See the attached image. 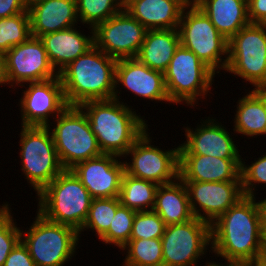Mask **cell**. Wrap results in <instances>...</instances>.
I'll return each mask as SVG.
<instances>
[{"label":"cell","instance_id":"1","mask_svg":"<svg viewBox=\"0 0 266 266\" xmlns=\"http://www.w3.org/2000/svg\"><path fill=\"white\" fill-rule=\"evenodd\" d=\"M211 251V259L220 257L222 261L249 265L266 262V242L256 198L244 196L211 224Z\"/></svg>","mask_w":266,"mask_h":266},{"label":"cell","instance_id":"2","mask_svg":"<svg viewBox=\"0 0 266 266\" xmlns=\"http://www.w3.org/2000/svg\"><path fill=\"white\" fill-rule=\"evenodd\" d=\"M86 114L92 132L104 154L122 157L148 129L145 116L117 99L92 100L79 105ZM133 108V109H132ZM146 120V121H145Z\"/></svg>","mask_w":266,"mask_h":266},{"label":"cell","instance_id":"3","mask_svg":"<svg viewBox=\"0 0 266 266\" xmlns=\"http://www.w3.org/2000/svg\"><path fill=\"white\" fill-rule=\"evenodd\" d=\"M116 62L94 45L63 68L58 76L68 106L114 98Z\"/></svg>","mask_w":266,"mask_h":266},{"label":"cell","instance_id":"4","mask_svg":"<svg viewBox=\"0 0 266 266\" xmlns=\"http://www.w3.org/2000/svg\"><path fill=\"white\" fill-rule=\"evenodd\" d=\"M35 198L37 211L47 220L77 232L87 219L93 199L71 170H63Z\"/></svg>","mask_w":266,"mask_h":266},{"label":"cell","instance_id":"5","mask_svg":"<svg viewBox=\"0 0 266 266\" xmlns=\"http://www.w3.org/2000/svg\"><path fill=\"white\" fill-rule=\"evenodd\" d=\"M215 77L217 74L211 68L180 44L164 72L170 102L197 109L201 105L199 100L205 102L207 96L214 94L211 91L215 89L212 86Z\"/></svg>","mask_w":266,"mask_h":266},{"label":"cell","instance_id":"6","mask_svg":"<svg viewBox=\"0 0 266 266\" xmlns=\"http://www.w3.org/2000/svg\"><path fill=\"white\" fill-rule=\"evenodd\" d=\"M51 121L48 129L64 170L103 154L88 118L79 106H67Z\"/></svg>","mask_w":266,"mask_h":266},{"label":"cell","instance_id":"7","mask_svg":"<svg viewBox=\"0 0 266 266\" xmlns=\"http://www.w3.org/2000/svg\"><path fill=\"white\" fill-rule=\"evenodd\" d=\"M32 222L30 228H21V241L36 266H65L77 255L81 239L74 228L49 221L38 211Z\"/></svg>","mask_w":266,"mask_h":266},{"label":"cell","instance_id":"8","mask_svg":"<svg viewBox=\"0 0 266 266\" xmlns=\"http://www.w3.org/2000/svg\"><path fill=\"white\" fill-rule=\"evenodd\" d=\"M178 31L182 46L192 51L218 77L221 70L226 74L228 40L192 0L182 11Z\"/></svg>","mask_w":266,"mask_h":266},{"label":"cell","instance_id":"9","mask_svg":"<svg viewBox=\"0 0 266 266\" xmlns=\"http://www.w3.org/2000/svg\"><path fill=\"white\" fill-rule=\"evenodd\" d=\"M20 127V171L37 195L64 169L48 126Z\"/></svg>","mask_w":266,"mask_h":266},{"label":"cell","instance_id":"10","mask_svg":"<svg viewBox=\"0 0 266 266\" xmlns=\"http://www.w3.org/2000/svg\"><path fill=\"white\" fill-rule=\"evenodd\" d=\"M225 72L252 89L266 88V24L249 23L228 41Z\"/></svg>","mask_w":266,"mask_h":266},{"label":"cell","instance_id":"11","mask_svg":"<svg viewBox=\"0 0 266 266\" xmlns=\"http://www.w3.org/2000/svg\"><path fill=\"white\" fill-rule=\"evenodd\" d=\"M148 131L150 132V129H147L123 156L125 172L158 185L176 181L179 178V145L163 150L160 146L152 145L155 143L152 141L151 132Z\"/></svg>","mask_w":266,"mask_h":266},{"label":"cell","instance_id":"12","mask_svg":"<svg viewBox=\"0 0 266 266\" xmlns=\"http://www.w3.org/2000/svg\"><path fill=\"white\" fill-rule=\"evenodd\" d=\"M161 241L163 266H198L211 253V225L196 217L168 225Z\"/></svg>","mask_w":266,"mask_h":266},{"label":"cell","instance_id":"13","mask_svg":"<svg viewBox=\"0 0 266 266\" xmlns=\"http://www.w3.org/2000/svg\"><path fill=\"white\" fill-rule=\"evenodd\" d=\"M94 45L116 60L136 58L147 29L124 8L94 29Z\"/></svg>","mask_w":266,"mask_h":266},{"label":"cell","instance_id":"14","mask_svg":"<svg viewBox=\"0 0 266 266\" xmlns=\"http://www.w3.org/2000/svg\"><path fill=\"white\" fill-rule=\"evenodd\" d=\"M19 87H26L18 100L21 126H48L68 106L59 76Z\"/></svg>","mask_w":266,"mask_h":266},{"label":"cell","instance_id":"15","mask_svg":"<svg viewBox=\"0 0 266 266\" xmlns=\"http://www.w3.org/2000/svg\"><path fill=\"white\" fill-rule=\"evenodd\" d=\"M5 60L8 81L14 90L28 82L58 77L38 37L31 36L26 42L12 47L5 53Z\"/></svg>","mask_w":266,"mask_h":266},{"label":"cell","instance_id":"16","mask_svg":"<svg viewBox=\"0 0 266 266\" xmlns=\"http://www.w3.org/2000/svg\"><path fill=\"white\" fill-rule=\"evenodd\" d=\"M207 118V119H206ZM202 118L200 124L191 128L183 125L186 140L179 143V154H199L222 159H242L239 146L232 131L214 117ZM225 126V127H224ZM194 129V130H193ZM231 134V135H230ZM233 134V135H232Z\"/></svg>","mask_w":266,"mask_h":266},{"label":"cell","instance_id":"17","mask_svg":"<svg viewBox=\"0 0 266 266\" xmlns=\"http://www.w3.org/2000/svg\"><path fill=\"white\" fill-rule=\"evenodd\" d=\"M121 89L128 90L130 94H134L144 101L149 100L156 103L162 101V103L172 104L166 90L164 73L149 68L137 58L117 60L114 99L124 103V99H121L122 96H120Z\"/></svg>","mask_w":266,"mask_h":266},{"label":"cell","instance_id":"18","mask_svg":"<svg viewBox=\"0 0 266 266\" xmlns=\"http://www.w3.org/2000/svg\"><path fill=\"white\" fill-rule=\"evenodd\" d=\"M194 217L213 224L244 197L241 182H184Z\"/></svg>","mask_w":266,"mask_h":266},{"label":"cell","instance_id":"19","mask_svg":"<svg viewBox=\"0 0 266 266\" xmlns=\"http://www.w3.org/2000/svg\"><path fill=\"white\" fill-rule=\"evenodd\" d=\"M121 158L103 153L78 163L70 170L82 182L92 198L119 197L121 180L125 172V164Z\"/></svg>","mask_w":266,"mask_h":266},{"label":"cell","instance_id":"20","mask_svg":"<svg viewBox=\"0 0 266 266\" xmlns=\"http://www.w3.org/2000/svg\"><path fill=\"white\" fill-rule=\"evenodd\" d=\"M242 159H222L199 154H179L183 182H241Z\"/></svg>","mask_w":266,"mask_h":266},{"label":"cell","instance_id":"21","mask_svg":"<svg viewBox=\"0 0 266 266\" xmlns=\"http://www.w3.org/2000/svg\"><path fill=\"white\" fill-rule=\"evenodd\" d=\"M80 28L81 26L77 25L39 37L57 73L94 46L93 28H88L90 29L88 35L85 34L84 29L80 30Z\"/></svg>","mask_w":266,"mask_h":266},{"label":"cell","instance_id":"22","mask_svg":"<svg viewBox=\"0 0 266 266\" xmlns=\"http://www.w3.org/2000/svg\"><path fill=\"white\" fill-rule=\"evenodd\" d=\"M191 0H130L123 8L147 30L178 29Z\"/></svg>","mask_w":266,"mask_h":266},{"label":"cell","instance_id":"23","mask_svg":"<svg viewBox=\"0 0 266 266\" xmlns=\"http://www.w3.org/2000/svg\"><path fill=\"white\" fill-rule=\"evenodd\" d=\"M28 13L33 37L80 25L76 0H44L31 7Z\"/></svg>","mask_w":266,"mask_h":266},{"label":"cell","instance_id":"24","mask_svg":"<svg viewBox=\"0 0 266 266\" xmlns=\"http://www.w3.org/2000/svg\"><path fill=\"white\" fill-rule=\"evenodd\" d=\"M228 41L250 23L247 0H192Z\"/></svg>","mask_w":266,"mask_h":266},{"label":"cell","instance_id":"25","mask_svg":"<svg viewBox=\"0 0 266 266\" xmlns=\"http://www.w3.org/2000/svg\"><path fill=\"white\" fill-rule=\"evenodd\" d=\"M245 89L246 95L238 97L233 118V132L242 136L257 138L266 136V106L264 88ZM251 89V90H249Z\"/></svg>","mask_w":266,"mask_h":266},{"label":"cell","instance_id":"26","mask_svg":"<svg viewBox=\"0 0 266 266\" xmlns=\"http://www.w3.org/2000/svg\"><path fill=\"white\" fill-rule=\"evenodd\" d=\"M152 210L160 216L166 226L184 223L194 218L186 185L180 178L158 186Z\"/></svg>","mask_w":266,"mask_h":266},{"label":"cell","instance_id":"27","mask_svg":"<svg viewBox=\"0 0 266 266\" xmlns=\"http://www.w3.org/2000/svg\"><path fill=\"white\" fill-rule=\"evenodd\" d=\"M179 45L178 29L147 30L136 58L149 68L164 73Z\"/></svg>","mask_w":266,"mask_h":266},{"label":"cell","instance_id":"28","mask_svg":"<svg viewBox=\"0 0 266 266\" xmlns=\"http://www.w3.org/2000/svg\"><path fill=\"white\" fill-rule=\"evenodd\" d=\"M158 186L152 181L139 179L124 172L120 187V202L137 212L152 210Z\"/></svg>","mask_w":266,"mask_h":266},{"label":"cell","instance_id":"29","mask_svg":"<svg viewBox=\"0 0 266 266\" xmlns=\"http://www.w3.org/2000/svg\"><path fill=\"white\" fill-rule=\"evenodd\" d=\"M121 250L126 255L121 266H163L161 239L129 240Z\"/></svg>","mask_w":266,"mask_h":266},{"label":"cell","instance_id":"30","mask_svg":"<svg viewBox=\"0 0 266 266\" xmlns=\"http://www.w3.org/2000/svg\"><path fill=\"white\" fill-rule=\"evenodd\" d=\"M121 204L119 197L93 198L89 213L82 229L78 232L81 238L82 232L89 229L100 240L109 230L112 220Z\"/></svg>","mask_w":266,"mask_h":266},{"label":"cell","instance_id":"31","mask_svg":"<svg viewBox=\"0 0 266 266\" xmlns=\"http://www.w3.org/2000/svg\"><path fill=\"white\" fill-rule=\"evenodd\" d=\"M76 6L79 23L93 29L123 9L118 0H76Z\"/></svg>","mask_w":266,"mask_h":266},{"label":"cell","instance_id":"32","mask_svg":"<svg viewBox=\"0 0 266 266\" xmlns=\"http://www.w3.org/2000/svg\"><path fill=\"white\" fill-rule=\"evenodd\" d=\"M28 11L8 18H0V51L6 53L12 47L26 42L31 37Z\"/></svg>","mask_w":266,"mask_h":266},{"label":"cell","instance_id":"33","mask_svg":"<svg viewBox=\"0 0 266 266\" xmlns=\"http://www.w3.org/2000/svg\"><path fill=\"white\" fill-rule=\"evenodd\" d=\"M135 210L129 209L120 204L112 220L108 232L99 240L110 247L119 248V252L130 240L132 233L133 220L136 215ZM112 245V246H111Z\"/></svg>","mask_w":266,"mask_h":266},{"label":"cell","instance_id":"34","mask_svg":"<svg viewBox=\"0 0 266 266\" xmlns=\"http://www.w3.org/2000/svg\"><path fill=\"white\" fill-rule=\"evenodd\" d=\"M9 202L0 205V266L21 241V228L16 224Z\"/></svg>","mask_w":266,"mask_h":266},{"label":"cell","instance_id":"35","mask_svg":"<svg viewBox=\"0 0 266 266\" xmlns=\"http://www.w3.org/2000/svg\"><path fill=\"white\" fill-rule=\"evenodd\" d=\"M166 225L160 216L153 210L139 211L133 220L130 240L161 239Z\"/></svg>","mask_w":266,"mask_h":266},{"label":"cell","instance_id":"36","mask_svg":"<svg viewBox=\"0 0 266 266\" xmlns=\"http://www.w3.org/2000/svg\"><path fill=\"white\" fill-rule=\"evenodd\" d=\"M246 159L241 162V184L243 195L247 197H256L257 187L266 188V152L262 156L254 158V161L248 165ZM260 184V185H259ZM265 184V185H264Z\"/></svg>","mask_w":266,"mask_h":266},{"label":"cell","instance_id":"37","mask_svg":"<svg viewBox=\"0 0 266 266\" xmlns=\"http://www.w3.org/2000/svg\"><path fill=\"white\" fill-rule=\"evenodd\" d=\"M3 266H36L28 248L20 241L10 252Z\"/></svg>","mask_w":266,"mask_h":266},{"label":"cell","instance_id":"38","mask_svg":"<svg viewBox=\"0 0 266 266\" xmlns=\"http://www.w3.org/2000/svg\"><path fill=\"white\" fill-rule=\"evenodd\" d=\"M250 23L266 24V0H247Z\"/></svg>","mask_w":266,"mask_h":266},{"label":"cell","instance_id":"39","mask_svg":"<svg viewBox=\"0 0 266 266\" xmlns=\"http://www.w3.org/2000/svg\"><path fill=\"white\" fill-rule=\"evenodd\" d=\"M26 10L22 0H0V18H8Z\"/></svg>","mask_w":266,"mask_h":266},{"label":"cell","instance_id":"40","mask_svg":"<svg viewBox=\"0 0 266 266\" xmlns=\"http://www.w3.org/2000/svg\"><path fill=\"white\" fill-rule=\"evenodd\" d=\"M255 198L260 211L262 235L266 242V198L261 197L260 200H257V197Z\"/></svg>","mask_w":266,"mask_h":266},{"label":"cell","instance_id":"41","mask_svg":"<svg viewBox=\"0 0 266 266\" xmlns=\"http://www.w3.org/2000/svg\"><path fill=\"white\" fill-rule=\"evenodd\" d=\"M3 85H7L8 88L10 87L11 89H13L8 81L5 53L0 51V86L2 87Z\"/></svg>","mask_w":266,"mask_h":266},{"label":"cell","instance_id":"42","mask_svg":"<svg viewBox=\"0 0 266 266\" xmlns=\"http://www.w3.org/2000/svg\"><path fill=\"white\" fill-rule=\"evenodd\" d=\"M204 266H250L249 264L247 263H244V262H240V261H234V260H228V259H225L224 263L223 262H218L217 261H208V259L206 260Z\"/></svg>","mask_w":266,"mask_h":266},{"label":"cell","instance_id":"43","mask_svg":"<svg viewBox=\"0 0 266 266\" xmlns=\"http://www.w3.org/2000/svg\"><path fill=\"white\" fill-rule=\"evenodd\" d=\"M44 0H22V3L24 5V7L26 8V10H29L31 7H33L34 5L43 2Z\"/></svg>","mask_w":266,"mask_h":266},{"label":"cell","instance_id":"44","mask_svg":"<svg viewBox=\"0 0 266 266\" xmlns=\"http://www.w3.org/2000/svg\"><path fill=\"white\" fill-rule=\"evenodd\" d=\"M121 5L124 7L130 0H118Z\"/></svg>","mask_w":266,"mask_h":266},{"label":"cell","instance_id":"45","mask_svg":"<svg viewBox=\"0 0 266 266\" xmlns=\"http://www.w3.org/2000/svg\"><path fill=\"white\" fill-rule=\"evenodd\" d=\"M250 266H266V262L260 263V264H256V265H250Z\"/></svg>","mask_w":266,"mask_h":266},{"label":"cell","instance_id":"46","mask_svg":"<svg viewBox=\"0 0 266 266\" xmlns=\"http://www.w3.org/2000/svg\"><path fill=\"white\" fill-rule=\"evenodd\" d=\"M264 101H265V106H266V88H264Z\"/></svg>","mask_w":266,"mask_h":266}]
</instances>
